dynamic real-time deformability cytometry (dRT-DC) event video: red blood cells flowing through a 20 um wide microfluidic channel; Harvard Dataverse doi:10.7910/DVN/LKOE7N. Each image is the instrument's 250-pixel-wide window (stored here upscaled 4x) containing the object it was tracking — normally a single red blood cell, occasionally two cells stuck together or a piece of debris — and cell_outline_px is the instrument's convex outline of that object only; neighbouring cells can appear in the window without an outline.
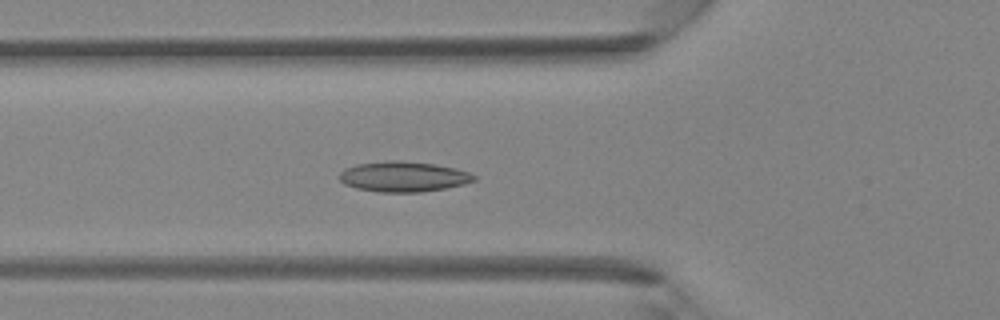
{"species": "Egyptian fruit bat (a non-hibernating species)", "species_latin": "Rousettus aegyptiacus", "temperature_condition": "room temperature", "stored_images_in_passage": 44, "camera_frame_rate_fps": 3000, "um_per_image_px": 0.085, "animal": {"sex": "female"}, "frame": {"image": 1, "passage_image": 16, "time_ms": 5.0, "image_size_px": [1000, 320], "cell_outline_px": [[476, 180], [464, 184], [444, 188], [420, 192], [380, 192], [356, 188], [344, 184], [340, 180], [340, 172], [344, 168], [356, 164], [388, 160], [400, 160], [432, 164], [456, 168], [468, 172], [476, 176]], "centroid_in_image_um": [34.27, 15.01], "position_along_channel_um": 91.5, "area_um2": 23.76}}
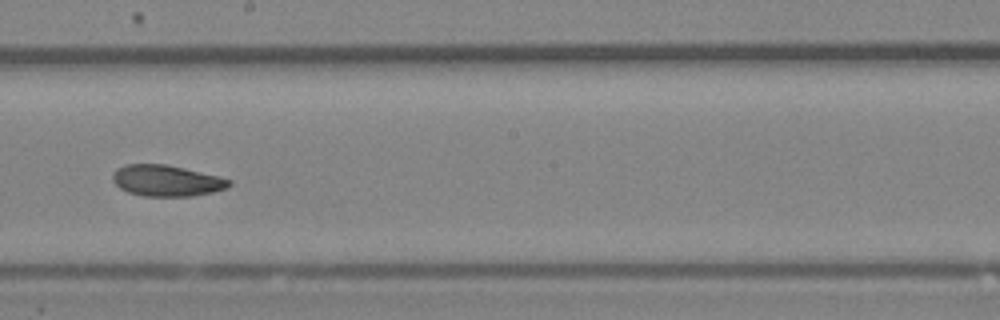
{"frame": {"image": 2, "passage_image": 25, "time_ms": 8.0, "image_size_px": [1000, 320], "cell_outline_px": [[232, 184], [228, 188], [212, 192], [192, 196], [144, 196], [128, 192], [120, 188], [112, 180], [112, 172], [116, 168], [124, 164], [164, 164], [184, 168], [220, 176], [232, 180]], "centroid_in_image_um": [14.16, 15.35], "position_along_channel_um": 234.0, "area_um2": 21.33}}
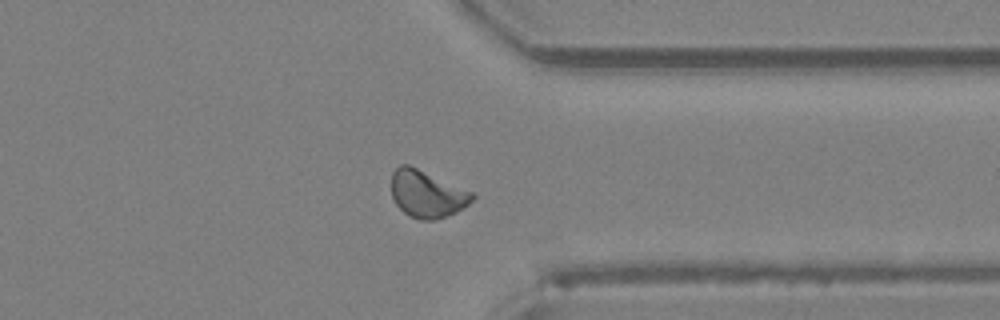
{"frame": {"image": 3, "passage_image": 34, "time_ms": 11.0, "image_size_px": [1000, 320], "cell_outline_px": [[476, 196], [464, 208], [456, 212], [436, 220], [420, 220], [408, 216], [396, 204], [392, 196], [392, 172], [400, 164], [408, 164], [472, 192]], "centroid_in_image_um": [36.28, 16.5], "position_along_channel_um": 375.1, "area_um2": 22.08}}